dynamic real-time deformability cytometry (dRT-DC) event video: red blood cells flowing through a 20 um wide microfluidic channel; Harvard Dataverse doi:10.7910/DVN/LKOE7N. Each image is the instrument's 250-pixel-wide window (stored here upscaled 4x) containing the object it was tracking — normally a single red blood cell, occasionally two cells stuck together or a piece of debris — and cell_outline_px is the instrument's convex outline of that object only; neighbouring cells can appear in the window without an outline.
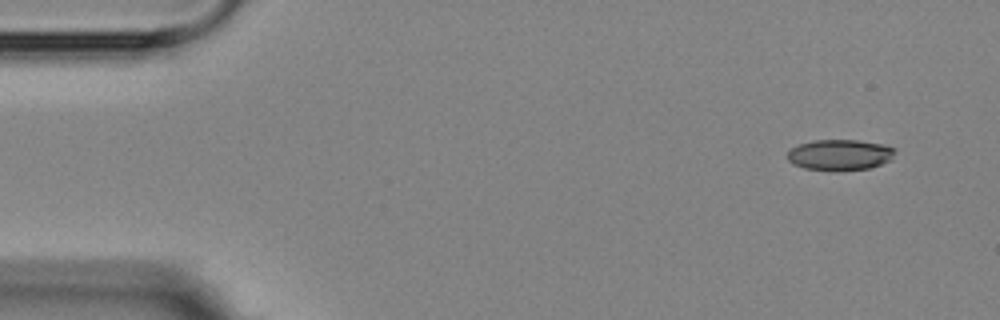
{"species": "Egyptian fruit bat (a non-hibernating species)", "species_latin": "Rousettus aegyptiacus", "temperature_condition": "room temperature", "stored_images_in_passage": 4, "camera_frame_rate_fps": 3000, "um_per_image_px": 0.085, "animal": {"sex": "female"}, "frame": {"image": 1, "passage_image": 1, "time_ms": 0.0, "image_size_px": [1000, 320], "cell_outline_px": [[896, 152], [892, 160], [868, 168], [836, 172], [804, 168], [792, 164], [788, 160], [788, 152], [792, 148], [800, 144], [812, 140], [860, 140], [884, 144], [896, 148]], "centroid_in_image_um": [71.42, 13.17], "position_along_channel_um": 13.6, "area_um2": 19.71}}
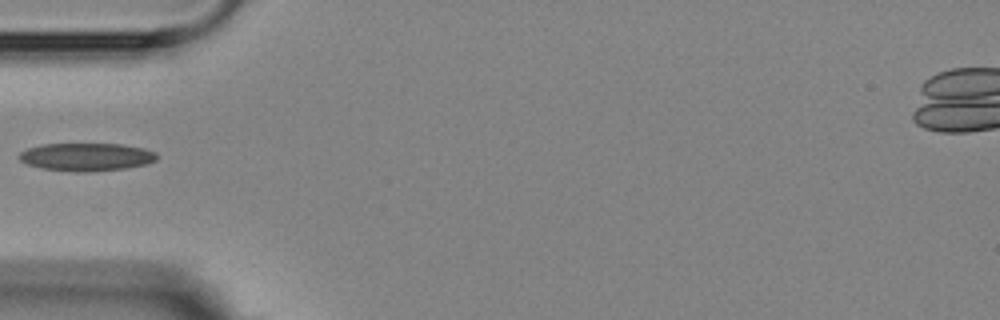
{"frame": {"image": 2, "passage_image": 4, "time_ms": 4.667, "image_size_px": [1000, 320], "cell_outline_px": [[156, 160], [148, 164], [128, 168], [84, 172], [76, 172], [40, 168], [28, 164], [20, 160], [16, 156], [20, 152], [28, 148], [44, 144], [120, 144], [144, 148], [156, 152]], "centroid_in_image_um": [7.35, 13.34], "position_along_channel_um": 77.7, "area_um2": 22.48}}